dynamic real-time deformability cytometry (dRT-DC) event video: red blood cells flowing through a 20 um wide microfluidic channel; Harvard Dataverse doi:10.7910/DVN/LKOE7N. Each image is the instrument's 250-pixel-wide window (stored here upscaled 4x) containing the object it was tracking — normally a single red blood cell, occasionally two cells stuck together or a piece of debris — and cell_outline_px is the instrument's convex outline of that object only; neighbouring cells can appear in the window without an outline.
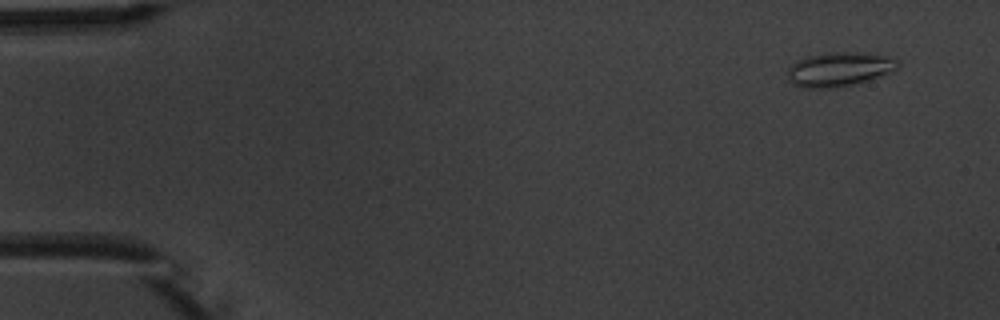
{"species": "common noctule bat (a hibernating species)", "species_latin": "Nyctalus noctula", "temperature_condition": "warm", "stored_images_in_passage": 14, "camera_frame_rate_fps": 3000, "um_per_image_px": 0.085, "animal": {"sex": "male", "body_mass_g": 20.1, "forearm_length_mm": 53.5}, "frame": {"image": 1, "passage_image": 1, "time_ms": 0.0, "image_size_px": [1000, 320], "cell_outline_px": [[900, 64], [892, 72], [852, 84], [828, 88], [804, 88], [792, 84], [788, 80], [788, 68], [796, 60], [808, 56], [832, 52], [860, 52], [892, 56], [900, 60]], "centroid_in_image_um": [71.34, 5.87], "position_along_channel_um": 13.7, "area_um2": 22.02}}
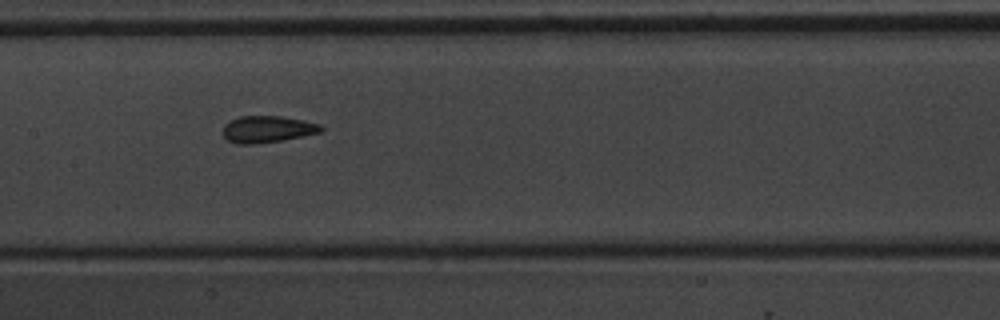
{"frame": {"image": 2, "passage_image": 7, "time_ms": 7.667, "image_size_px": [1000, 320], "cell_outline_px": [[324, 128], [320, 132], [280, 140], [252, 144], [236, 144], [228, 140], [220, 132], [224, 124], [240, 116], [284, 116], [304, 120], [320, 124]], "centroid_in_image_um": [22.69, 10.97], "position_along_channel_um": 184.7, "area_um2": 15.26}}
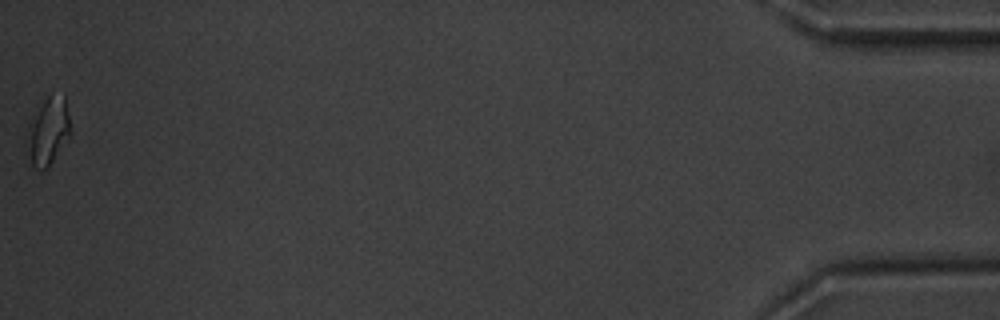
{"frame": {"image": 3, "passage_image": 14, "time_ms": 16.667, "image_size_px": [1000, 320], "cell_outline_px": [[68, 136], [48, 168], [44, 172], [40, 172], [32, 164], [24, 140], [24, 136], [28, 124], [44, 100], [48, 96], [64, 96], [68, 116]], "centroid_in_image_um": [4.0, 11.23], "position_along_channel_um": 431.2, "area_um2": 16.65}, "authors_computed_cell_mechanics": {"area_um2": 15.2592, "velocity_mm_per_s": 3.7827, "shape_relaxation_time_tau1_ms": 6.0826, "shape_relaxation_time_tau2_ms": 0.9625, "deformation_change_tau1": 0.1221, "deformation_change_tau2": 0.0384}}